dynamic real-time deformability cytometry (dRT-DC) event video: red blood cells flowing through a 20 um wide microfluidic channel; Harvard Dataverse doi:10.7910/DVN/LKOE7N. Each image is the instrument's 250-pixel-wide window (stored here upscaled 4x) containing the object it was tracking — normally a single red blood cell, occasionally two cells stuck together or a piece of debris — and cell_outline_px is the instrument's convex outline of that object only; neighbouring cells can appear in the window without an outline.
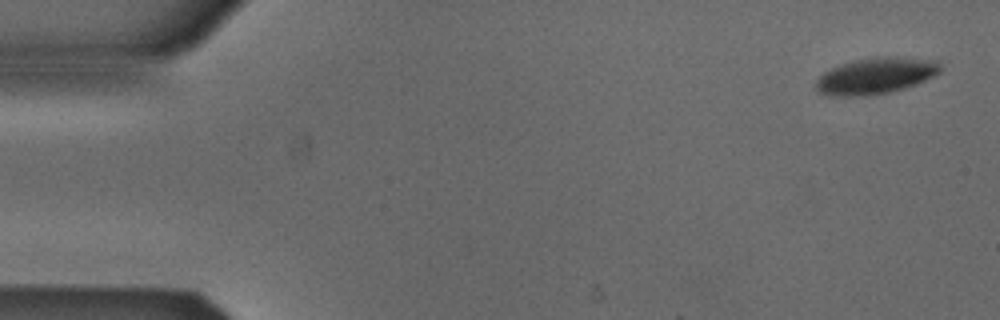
{"species": "Egyptian fruit bat (a non-hibernating species)", "species_latin": "Rousettus aegyptiacus", "temperature_condition": "cold", "stored_images_in_passage": 4, "camera_frame_rate_fps": 3000, "um_per_image_px": 0.085, "animal": {"sex": "male"}, "frame": {"image": 1, "passage_image": 1, "time_ms": 0.0, "image_size_px": [1000, 320], "cell_outline_px": [[940, 72], [924, 80], [904, 88], [892, 92], [864, 96], [828, 96], [820, 92], [816, 88], [816, 80], [824, 72], [840, 64], [856, 60], [880, 56], [896, 56], [936, 60], [940, 64]], "centroid_in_image_um": [74.42, 6.44], "position_along_channel_um": 10.6, "area_um2": 26.24}}